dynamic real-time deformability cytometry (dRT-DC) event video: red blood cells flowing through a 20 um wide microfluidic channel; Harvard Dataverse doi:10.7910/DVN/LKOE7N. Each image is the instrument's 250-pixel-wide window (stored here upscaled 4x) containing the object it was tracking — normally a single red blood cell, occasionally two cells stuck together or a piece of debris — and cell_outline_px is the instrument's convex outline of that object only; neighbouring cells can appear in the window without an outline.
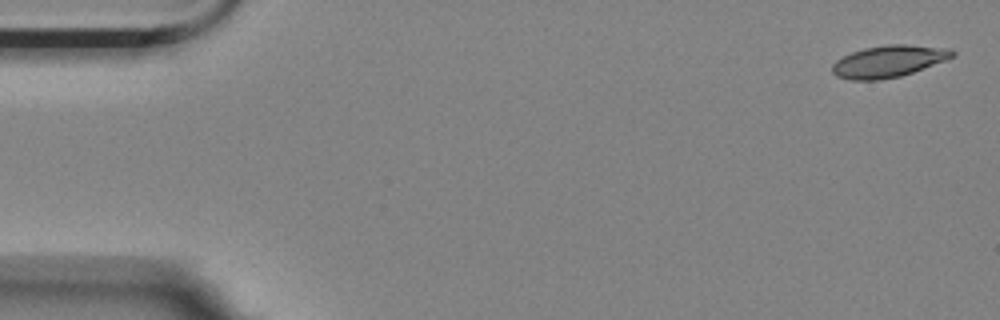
{"species": "Egyptian fruit bat (a non-hibernating species)", "species_latin": "Rousettus aegyptiacus", "temperature_condition": "room temperature", "stored_images_in_passage": 5, "camera_frame_rate_fps": 3000, "um_per_image_px": 0.085, "animal": {"sex": "female"}, "frame": {"image": 1, "passage_image": 1, "time_ms": 0.0, "image_size_px": [1000, 320], "cell_outline_px": [[956, 56], [912, 72], [900, 76], [880, 80], [852, 80], [836, 76], [832, 72], [832, 64], [836, 60], [852, 52], [864, 48], [888, 44], [904, 44], [952, 48], [956, 52]], "centroid_in_image_um": [75.54, 5.2], "position_along_channel_um": 9.5, "area_um2": 22.31}}
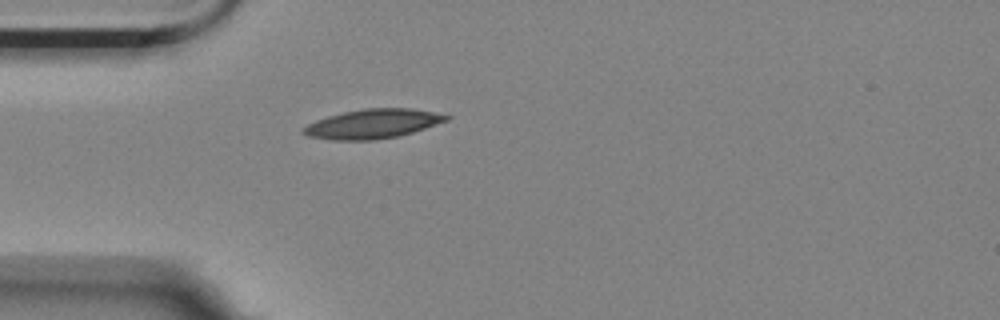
{"frame": {"image": 2, "passage_image": 5, "time_ms": 1.333, "image_size_px": [1000, 320], "cell_outline_px": [[452, 116], [448, 120], [400, 136], [376, 140], [332, 140], [308, 136], [300, 132], [300, 128], [316, 120], [328, 116], [344, 112], [364, 108], [412, 108]], "centroid_in_image_um": [31.64, 10.53], "position_along_channel_um": 53.4, "area_um2": 24.45}}